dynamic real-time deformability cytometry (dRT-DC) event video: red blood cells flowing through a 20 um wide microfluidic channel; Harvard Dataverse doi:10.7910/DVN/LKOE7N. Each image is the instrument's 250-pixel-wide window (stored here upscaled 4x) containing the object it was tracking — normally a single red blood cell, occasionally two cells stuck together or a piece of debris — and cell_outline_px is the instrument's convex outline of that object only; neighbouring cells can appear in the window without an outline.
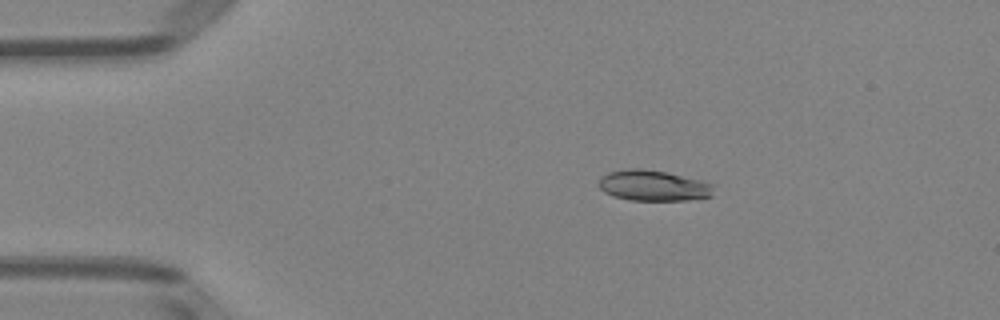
{"species": "Egyptian fruit bat (a non-hibernating species)", "species_latin": "Rousettus aegyptiacus", "temperature_condition": "room temperature", "stored_images_in_passage": 50, "camera_frame_rate_fps": 3000, "um_per_image_px": 0.085, "animal": {"sex": "female"}, "frame": {"image": 1, "passage_image": 9, "time_ms": 2.667, "image_size_px": [1000, 320], "cell_outline_px": [[716, 184], [712, 196], [688, 200], [632, 200], [612, 196], [604, 192], [600, 188], [600, 176], [608, 172], [628, 168], [640, 168], [668, 172]], "centroid_in_image_um": [55.56, 15.77], "position_along_channel_um": 29.4, "area_um2": 20.75}}
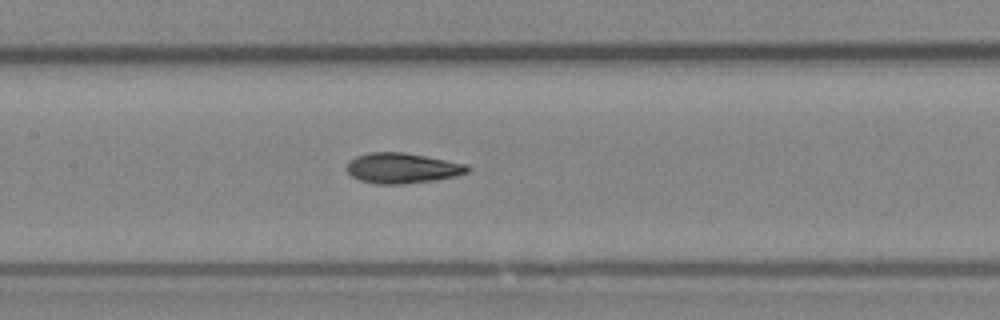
{"frame": {"image": 2, "passage_image": 24, "time_ms": 7.667, "image_size_px": [1000, 320], "cell_outline_px": [[472, 168], [468, 172], [456, 176], [436, 180], [404, 184], [376, 184], [360, 180], [352, 176], [348, 172], [348, 160], [356, 156], [368, 152], [404, 152], [468, 164]], "centroid_in_image_um": [34.22, 14.29], "position_along_channel_um": 173.2, "area_um2": 21.5}}
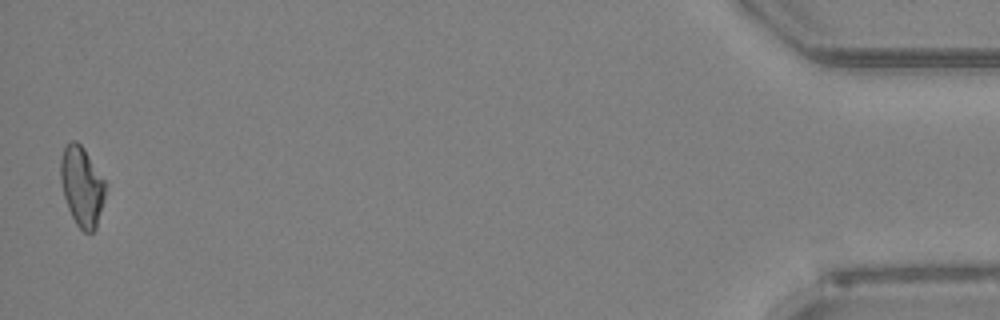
{"frame": {"image": 3, "passage_image": 50, "time_ms": 16.333, "image_size_px": [1000, 320], "cell_outline_px": [[104, 200], [96, 228], [92, 232], [84, 232], [76, 224], [68, 208], [64, 196], [60, 180], [60, 160], [64, 148], [72, 140], [76, 140], [84, 148], [104, 180]], "centroid_in_image_um": [6.94, 15.84], "position_along_channel_um": 428.3, "area_um2": 20.52}, "authors_computed_cell_mechanics": {"area_um2": 20.9814, "velocity_mm_per_s": 3.9934, "shape_relaxation_time_tau1_ms": 4.5204, "shape_relaxation_time_tau2_ms": 2.3543, "deformation_change_tau1": 0.1346, "deformation_change_tau2": 0.0841}}